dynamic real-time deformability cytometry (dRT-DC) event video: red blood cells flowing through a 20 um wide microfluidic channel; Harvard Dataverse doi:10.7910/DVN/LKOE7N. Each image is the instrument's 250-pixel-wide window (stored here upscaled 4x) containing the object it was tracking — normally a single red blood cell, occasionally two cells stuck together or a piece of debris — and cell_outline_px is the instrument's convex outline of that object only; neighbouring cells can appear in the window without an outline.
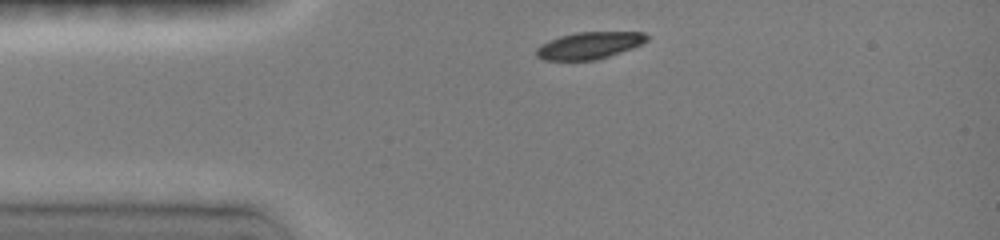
{"species": "common noctule bat (a hibernating species)", "species_latin": "Nyctalus noctula", "temperature_condition": "room temperature", "stored_images_in_passage": 2, "camera_frame_rate_fps": 3000, "um_per_image_px": 0.085, "animal": {"sex": "female", "body_mass_g": 19.0, "forearm_length_mm": 51.5}, "frame": {"image": 1, "passage_image": 1, "time_ms": 0.0, "image_size_px": [1000, 240], "cell_outline_px": [[648, 40], [640, 44], [608, 56], [592, 60], [544, 60], [536, 56], [536, 48], [540, 44], [548, 40], [560, 36], [576, 32], [644, 32], [648, 36]], "centroid_in_image_um": [50.03, 3.85], "position_along_channel_um": 35.0, "area_um2": 17.17}}